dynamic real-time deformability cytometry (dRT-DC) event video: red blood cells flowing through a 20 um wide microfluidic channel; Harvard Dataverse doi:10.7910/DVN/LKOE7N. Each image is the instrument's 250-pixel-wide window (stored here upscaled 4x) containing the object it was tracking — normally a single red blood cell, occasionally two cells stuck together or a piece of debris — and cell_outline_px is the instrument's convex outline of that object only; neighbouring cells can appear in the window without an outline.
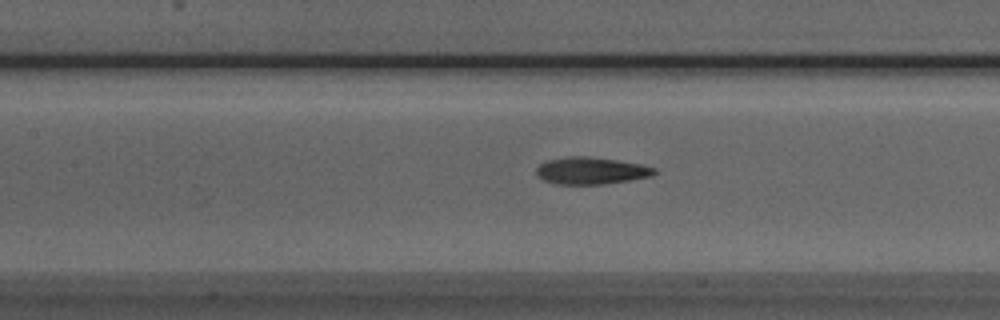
{"species": "Egyptian fruit bat (a non-hibernating species)", "species_latin": "Rousettus aegyptiacus", "temperature_condition": "room temperature", "stored_images_in_passage": 32, "camera_frame_rate_fps": 3000, "um_per_image_px": 0.085, "animal": {"sex": "male"}, "frame": {"image": 1, "passage_image": 14, "time_ms": 4.333, "image_size_px": [1000, 320], "cell_outline_px": [[660, 172], [652, 176], [604, 184], [556, 184], [544, 180], [536, 172], [536, 168], [540, 164], [548, 160], [568, 156], [588, 156], [616, 160], [640, 164], [656, 168]], "centroid_in_image_um": [50.28, 14.51], "position_along_channel_um": 157.1, "area_um2": 18.55}}
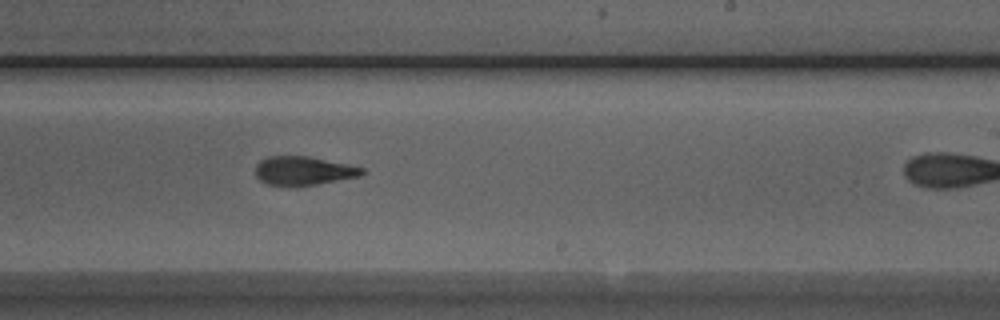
{"frame": {"image": 2, "passage_image": 22, "time_ms": 7.0, "image_size_px": [1000, 320], "cell_outline_px": [[368, 172], [360, 176], [296, 188], [268, 184], [260, 180], [256, 176], [256, 164], [260, 160], [268, 156], [308, 156], [348, 164], [364, 168]], "centroid_in_image_um": [25.8, 14.53], "position_along_channel_um": 263.2, "area_um2": 18.26}}
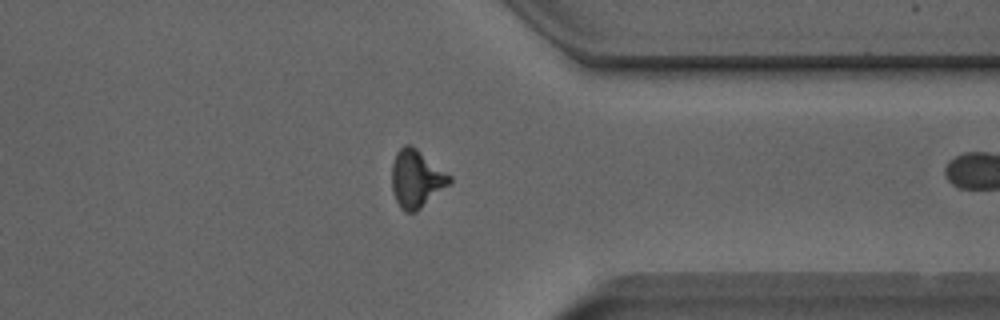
{"frame": {"image": 3, "passage_image": 31, "time_ms": 10.0, "image_size_px": [1000, 320], "cell_outline_px": [[452, 180], [448, 184], [416, 212], [404, 212], [400, 208], [396, 200], [392, 188], [392, 164], [396, 152], [404, 144], [408, 144], [416, 148], [452, 176]], "centroid_in_image_um": [35.37, 15.19], "position_along_channel_um": 376.0, "area_um2": 19.13}}